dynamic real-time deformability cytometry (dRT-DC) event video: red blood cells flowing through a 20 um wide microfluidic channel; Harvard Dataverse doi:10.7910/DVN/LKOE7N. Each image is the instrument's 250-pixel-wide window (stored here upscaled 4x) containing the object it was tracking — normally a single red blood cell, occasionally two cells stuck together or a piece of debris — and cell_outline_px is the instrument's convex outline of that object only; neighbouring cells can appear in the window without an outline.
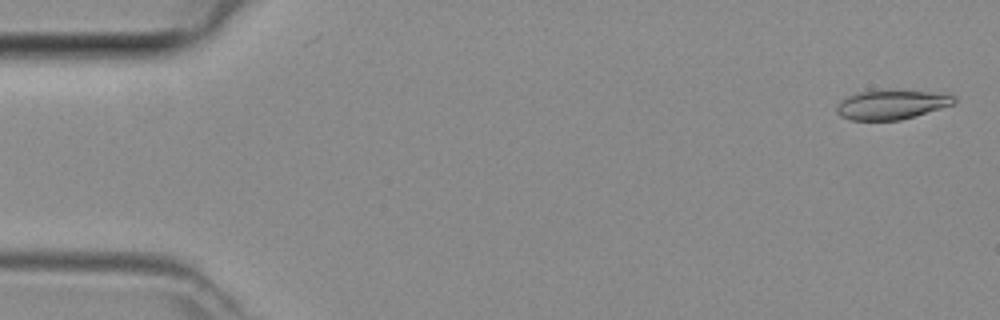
{"species": "common noctule bat (a hibernating species)", "species_latin": "Nyctalus noctula", "temperature_condition": "room temperature", "stored_images_in_passage": 5, "camera_frame_rate_fps": 3000, "um_per_image_px": 0.085, "animal": {"sex": "female", "body_mass_g": 29.2, "forearm_length_mm": 56.3}, "frame": {"image": 1, "passage_image": 1, "time_ms": 0.0, "image_size_px": [1000, 320], "cell_outline_px": [[956, 100], [952, 104], [940, 108], [900, 120], [852, 120], [840, 116], [836, 112], [836, 108], [840, 100], [856, 92], [884, 88], [928, 92], [956, 96]], "centroid_in_image_um": [75.7, 8.86], "position_along_channel_um": 9.3, "area_um2": 20.29}}
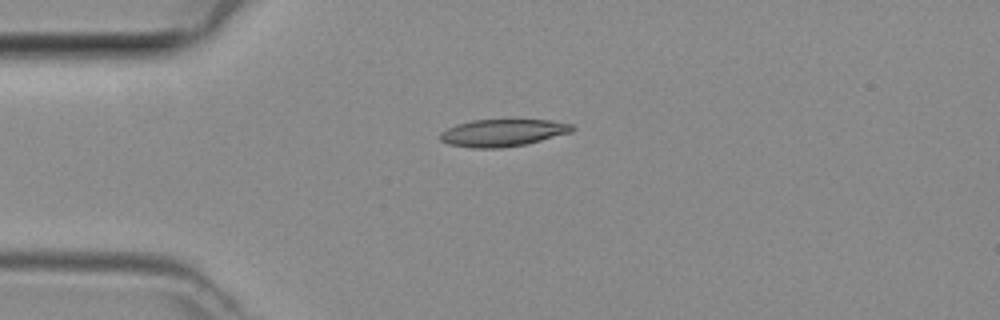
{"frame": {"image": 2, "passage_image": 4, "time_ms": 1.0, "image_size_px": [1000, 320], "cell_outline_px": [[576, 128], [572, 132], [524, 144], [500, 148], [472, 148], [448, 144], [440, 140], [440, 132], [456, 124], [472, 120], [552, 120], [572, 124]], "centroid_in_image_um": [42.72, 11.28], "position_along_channel_um": 42.3, "area_um2": 20.87}}